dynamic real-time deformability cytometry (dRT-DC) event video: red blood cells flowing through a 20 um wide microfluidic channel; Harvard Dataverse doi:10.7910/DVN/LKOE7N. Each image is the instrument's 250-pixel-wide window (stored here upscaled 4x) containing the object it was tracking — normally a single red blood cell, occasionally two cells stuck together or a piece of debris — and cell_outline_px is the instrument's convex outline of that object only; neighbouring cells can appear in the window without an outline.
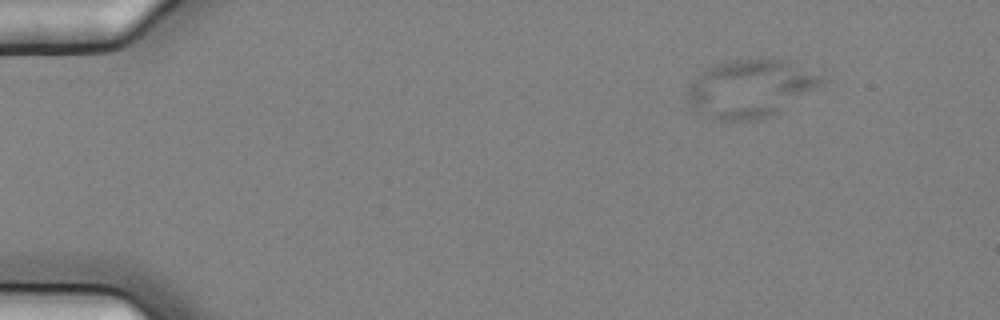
{"species": "common noctule bat (a hibernating species)", "species_latin": "Nyctalus noctula", "temperature_condition": "cold", "stored_images_in_passage": 4, "camera_frame_rate_fps": 3000, "um_per_image_px": 0.085, "animal": {"sex": "female", "body_mass_g": 25.1}, "frame": {"image": 1, "passage_image": 1, "time_ms": 0.0, "image_size_px": [1000, 320], "cell_outline_px": [[828, 80], [776, 112], [768, 116], [752, 120], [712, 120], [700, 112], [688, 100], [684, 92], [688, 84], [704, 68], [716, 64], [732, 60], [784, 60], [824, 72]], "centroid_in_image_um": [63.78, 7.49], "position_along_channel_um": 21.2, "area_um2": 44.97}}